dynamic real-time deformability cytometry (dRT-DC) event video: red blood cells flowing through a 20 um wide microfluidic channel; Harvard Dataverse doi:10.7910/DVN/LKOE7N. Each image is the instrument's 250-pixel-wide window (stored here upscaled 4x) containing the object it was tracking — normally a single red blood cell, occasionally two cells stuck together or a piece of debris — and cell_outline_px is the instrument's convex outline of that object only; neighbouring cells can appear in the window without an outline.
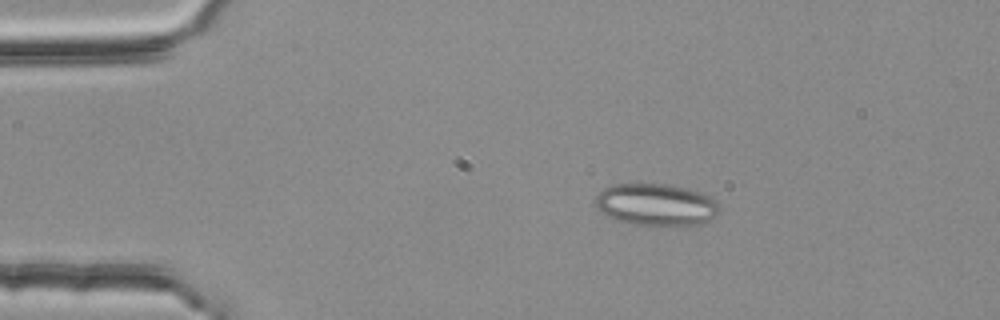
{"species": "common noctule bat (a hibernating species)", "species_latin": "Nyctalus noctula", "temperature_condition": "room temperature", "stored_images_in_passage": 3, "camera_frame_rate_fps": 3000, "um_per_image_px": 0.085, "animal": {"sex": "female", "body_mass_g": 25.1}, "frame": {"image": 1, "passage_image": 1, "time_ms": 0.0, "image_size_px": [1000, 320], "cell_outline_px": [[720, 208], [716, 216], [712, 220], [700, 224], [636, 224], [620, 220], [608, 216], [596, 204], [596, 196], [604, 188], [612, 184], [672, 184], [688, 188], [700, 192], [716, 200]], "centroid_in_image_um": [55.83, 17.36], "position_along_channel_um": 29.2, "area_um2": 29.88}}